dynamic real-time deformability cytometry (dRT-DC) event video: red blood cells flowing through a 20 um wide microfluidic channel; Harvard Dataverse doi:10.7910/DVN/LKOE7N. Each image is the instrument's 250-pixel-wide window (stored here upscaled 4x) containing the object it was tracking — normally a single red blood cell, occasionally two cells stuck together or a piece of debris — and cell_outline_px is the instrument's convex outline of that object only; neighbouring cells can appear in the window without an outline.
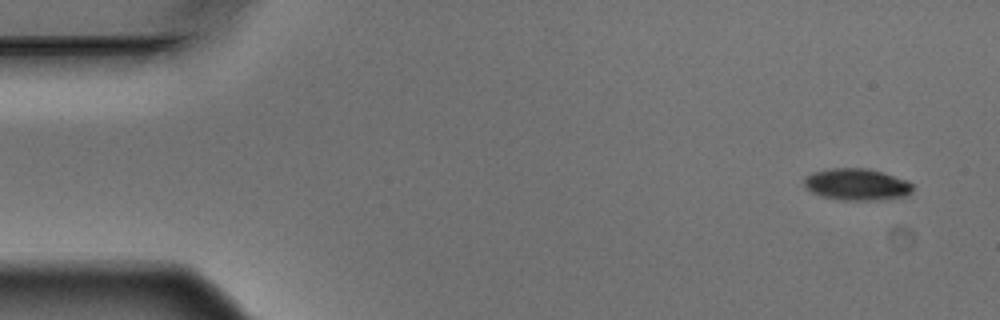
{"species": "Egyptian fruit bat (a non-hibernating species)", "species_latin": "Rousettus aegyptiacus", "temperature_condition": "warm", "stored_images_in_passage": 5, "camera_frame_rate_fps": 3000, "um_per_image_px": 0.085, "animal": {"sex": "male"}, "frame": {"image": 1, "passage_image": 1, "time_ms": 0.0, "image_size_px": [1000, 320], "cell_outline_px": [[912, 192], [908, 196], [876, 200], [844, 200], [820, 196], [804, 188], [804, 176], [812, 172], [832, 168], [868, 168], [908, 180], [912, 184]], "centroid_in_image_um": [72.81, 15.67], "position_along_channel_um": 12.2, "area_um2": 20.29}}
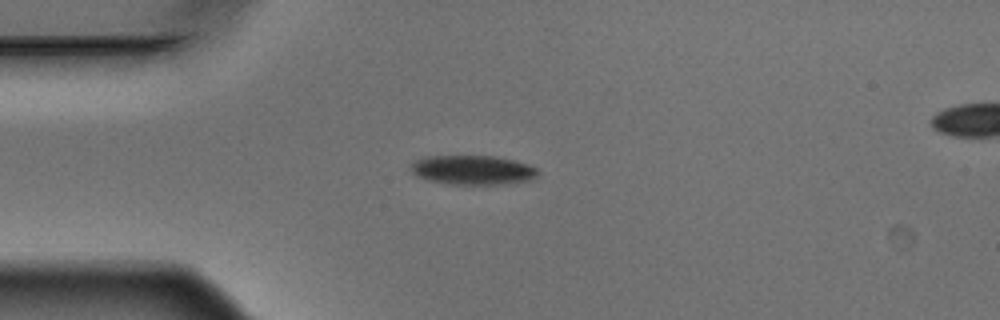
{"frame": {"image": 2, "passage_image": 4, "time_ms": 1.0, "image_size_px": [1000, 320], "cell_outline_px": [[540, 172], [532, 180], [500, 184], [448, 184], [428, 180], [416, 176], [408, 168], [416, 160], [424, 156], [492, 156], [512, 160], [528, 164], [536, 168]], "centroid_in_image_um": [40.15, 14.45], "position_along_channel_um": 44.8, "area_um2": 21.73}}